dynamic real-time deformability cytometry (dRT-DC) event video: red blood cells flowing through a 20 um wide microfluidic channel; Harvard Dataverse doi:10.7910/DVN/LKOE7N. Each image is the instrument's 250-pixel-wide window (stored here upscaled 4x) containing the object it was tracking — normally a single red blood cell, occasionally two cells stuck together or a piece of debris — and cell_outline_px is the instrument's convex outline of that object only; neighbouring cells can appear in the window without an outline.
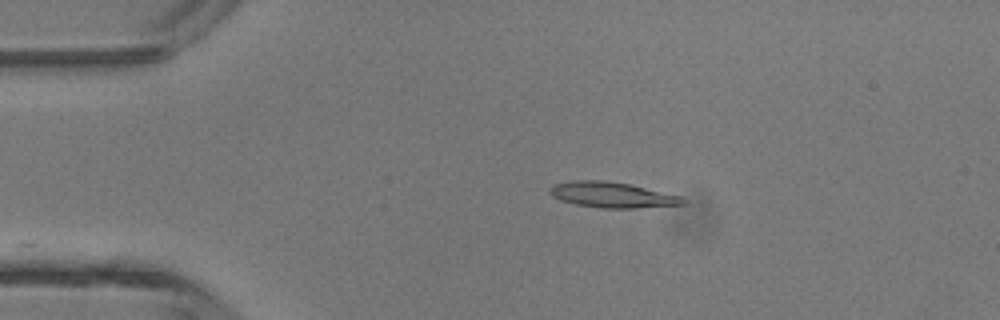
{"species": "common noctule bat (a hibernating species)", "species_latin": "Nyctalus noctula", "temperature_condition": "room temperature", "stored_images_in_passage": 3, "camera_frame_rate_fps": 3000, "um_per_image_px": 0.085, "animal": {"sex": "male", "body_mass_g": 13.3}, "frame": {"image": 1, "passage_image": 3, "time_ms": 0.667, "image_size_px": [1000, 320], "cell_outline_px": [[684, 204], [636, 208], [600, 208], [576, 204], [560, 200], [552, 196], [548, 192], [556, 184], [572, 180], [604, 180], [628, 184], [680, 196], [684, 200]], "centroid_in_image_um": [51.99, 16.57], "position_along_channel_um": 33.0, "area_um2": 19.48}}